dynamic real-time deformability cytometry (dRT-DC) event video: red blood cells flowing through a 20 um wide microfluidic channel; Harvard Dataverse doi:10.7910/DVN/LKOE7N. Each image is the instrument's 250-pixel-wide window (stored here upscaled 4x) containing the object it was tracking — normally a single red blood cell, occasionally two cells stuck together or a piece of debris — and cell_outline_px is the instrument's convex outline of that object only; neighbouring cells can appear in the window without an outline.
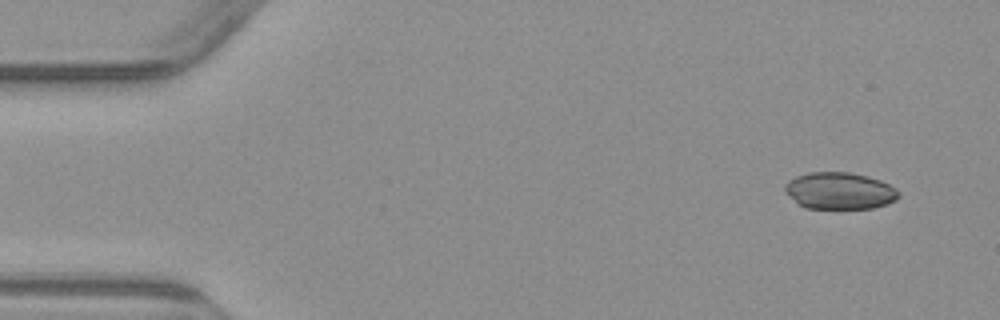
{"species": "common noctule bat (a hibernating species)", "species_latin": "Nyctalus noctula", "temperature_condition": "warm", "stored_images_in_passage": 4, "camera_frame_rate_fps": 3000, "um_per_image_px": 0.085, "animal": {"sex": "male", "body_mass_g": 23.1, "forearm_length_mm": 52.7}, "frame": {"image": 1, "passage_image": 1, "time_ms": 0.0, "image_size_px": [1000, 320], "cell_outline_px": [[900, 196], [896, 200], [888, 204], [872, 208], [804, 208], [796, 204], [784, 192], [784, 184], [788, 180], [796, 176], [808, 172], [848, 172], [868, 176], [880, 180], [896, 188], [900, 192]], "centroid_in_image_um": [71.34, 16.22], "position_along_channel_um": 13.7, "area_um2": 24.8}}
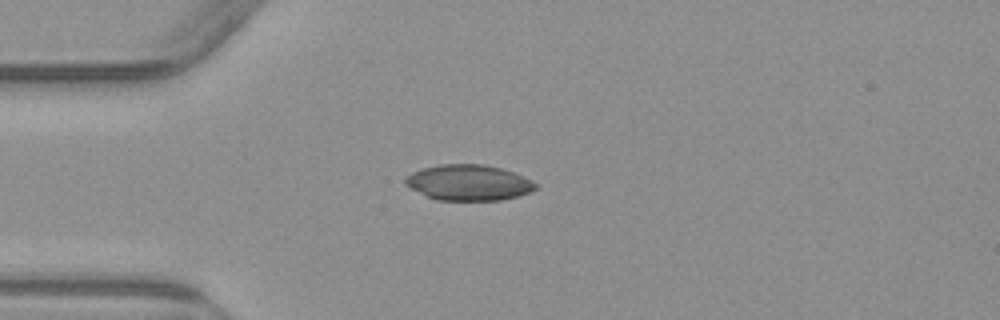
{"frame": {"image": 2, "passage_image": 3, "time_ms": 3.333, "image_size_px": [1000, 320], "cell_outline_px": [[536, 188], [520, 196], [500, 200], [436, 200], [404, 184], [404, 180], [412, 172], [424, 168], [440, 164], [484, 164], [500, 168], [512, 172], [532, 180], [536, 184]], "centroid_in_image_um": [39.84, 15.52], "position_along_channel_um": 45.2, "area_um2": 26.82}}